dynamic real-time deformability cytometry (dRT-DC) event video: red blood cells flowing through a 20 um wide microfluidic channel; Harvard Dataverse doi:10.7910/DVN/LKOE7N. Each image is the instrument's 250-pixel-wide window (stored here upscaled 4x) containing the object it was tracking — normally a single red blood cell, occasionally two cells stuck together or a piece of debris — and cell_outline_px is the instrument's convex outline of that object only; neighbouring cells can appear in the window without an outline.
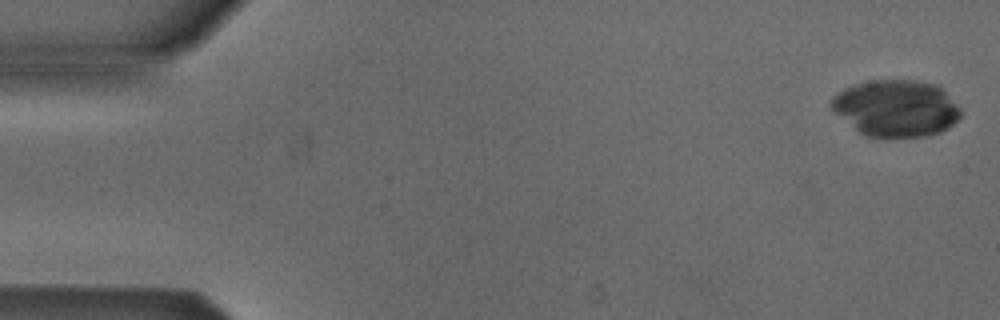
{"species": "Egyptian fruit bat (a non-hibernating species)", "species_latin": "Rousettus aegyptiacus", "temperature_condition": "cold", "stored_images_in_passage": 4, "camera_frame_rate_fps": 3000, "um_per_image_px": 0.085, "animal": {"sex": "male"}, "frame": {"image": 1, "passage_image": 1, "time_ms": 0.0, "image_size_px": [1000, 320], "cell_outline_px": [[960, 116], [948, 128], [940, 132], [928, 136], [868, 136], [860, 132], [836, 112], [828, 104], [832, 96], [836, 92], [844, 88], [856, 84], [876, 80], [916, 80], [936, 84], [960, 108]], "centroid_in_image_um": [76.15, 9.18], "position_along_channel_um": 8.8, "area_um2": 42.08}}